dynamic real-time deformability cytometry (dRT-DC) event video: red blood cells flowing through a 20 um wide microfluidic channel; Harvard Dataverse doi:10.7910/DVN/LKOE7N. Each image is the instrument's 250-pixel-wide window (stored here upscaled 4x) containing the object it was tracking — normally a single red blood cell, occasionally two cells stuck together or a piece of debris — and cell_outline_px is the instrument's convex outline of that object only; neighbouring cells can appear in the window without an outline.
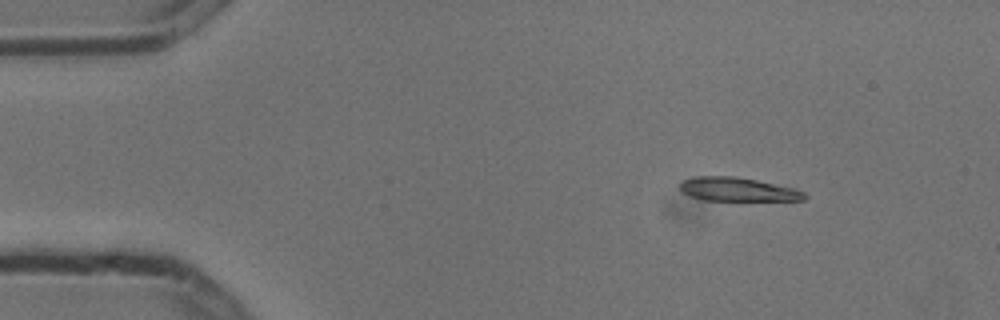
{"species": "common noctule bat (a hibernating species)", "species_latin": "Nyctalus noctula", "temperature_condition": "cold", "stored_images_in_passage": 4, "camera_frame_rate_fps": 3000, "um_per_image_px": 0.085, "animal": {"sex": "male", "body_mass_g": 13.3}, "frame": {"image": 1, "passage_image": 1, "time_ms": 0.0, "image_size_px": [1000, 320], "cell_outline_px": [[808, 196], [804, 200], [704, 200], [680, 192], [680, 184], [684, 180], [696, 176], [736, 176], [756, 180], [792, 188], [804, 192]], "centroid_in_image_um": [62.68, 16.09], "position_along_channel_um": 22.3, "area_um2": 16.99}}